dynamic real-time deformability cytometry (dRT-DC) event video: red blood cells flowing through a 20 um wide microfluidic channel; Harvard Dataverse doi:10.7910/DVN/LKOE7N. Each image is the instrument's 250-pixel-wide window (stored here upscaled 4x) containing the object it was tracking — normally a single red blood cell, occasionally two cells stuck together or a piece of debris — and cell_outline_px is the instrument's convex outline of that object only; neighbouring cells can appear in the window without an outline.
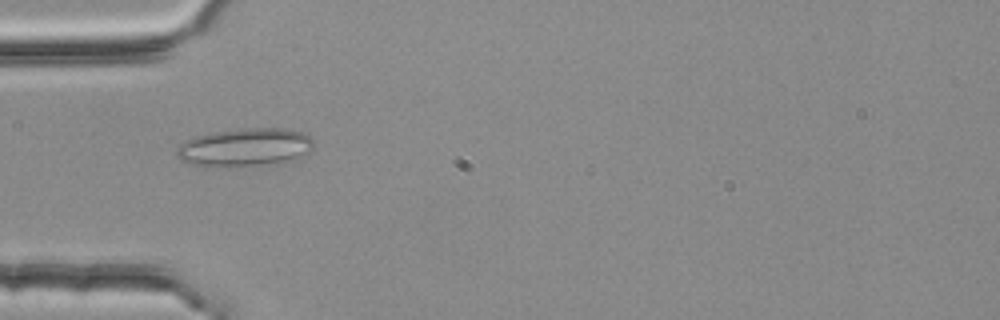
{"species": "common noctule bat (a hibernating species)", "species_latin": "Nyctalus noctula", "temperature_condition": "room temperature", "stored_images_in_passage": 3, "camera_frame_rate_fps": 3000, "um_per_image_px": 0.085, "animal": {"sex": "female", "body_mass_g": 25.1}, "frame": {"image": 1, "passage_image": 3, "time_ms": 0.667, "image_size_px": [1000, 320], "cell_outline_px": [[312, 148], [308, 152], [292, 160], [268, 164], [192, 164], [180, 160], [176, 152], [176, 148], [184, 140], [196, 136], [216, 132], [244, 128], [288, 128], [300, 132], [308, 136], [312, 140]], "centroid_in_image_um": [20.83, 12.48], "position_along_channel_um": 64.2, "area_um2": 29.42}}